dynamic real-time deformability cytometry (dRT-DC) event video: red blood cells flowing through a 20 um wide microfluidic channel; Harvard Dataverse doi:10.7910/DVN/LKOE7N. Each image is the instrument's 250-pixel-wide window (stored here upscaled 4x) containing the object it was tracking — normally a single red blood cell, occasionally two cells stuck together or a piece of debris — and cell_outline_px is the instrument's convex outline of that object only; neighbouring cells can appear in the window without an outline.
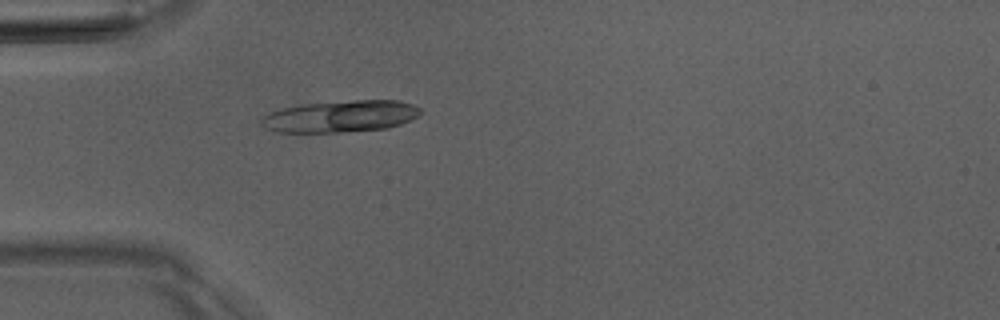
{"species": "Egyptian fruit bat (a non-hibernating species)", "species_latin": "Rousettus aegyptiacus", "temperature_condition": "room temperature", "stored_images_in_passage": 1, "camera_frame_rate_fps": 3000, "um_per_image_px": 0.085, "animal": {"sex": "male"}, "frame": {"image": 1, "passage_image": 1, "time_ms": 0.0, "image_size_px": [1000, 320], "cell_outline_px": [[424, 112], [420, 116], [400, 124], [388, 128], [340, 132], [276, 132], [264, 128], [260, 120], [264, 116], [272, 112], [284, 108], [300, 104], [356, 100], [396, 100], [412, 104], [420, 108]], "centroid_in_image_um": [28.98, 9.89], "position_along_channel_um": 56.0, "area_um2": 29.48}}